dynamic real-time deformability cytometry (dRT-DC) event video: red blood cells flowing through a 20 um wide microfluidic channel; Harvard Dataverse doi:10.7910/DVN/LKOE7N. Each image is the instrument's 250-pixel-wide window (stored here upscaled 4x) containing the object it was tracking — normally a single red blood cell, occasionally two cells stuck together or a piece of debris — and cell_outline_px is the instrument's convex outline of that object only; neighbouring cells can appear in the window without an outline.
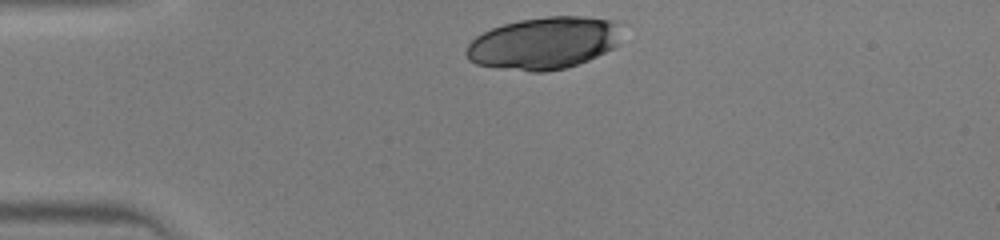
{"species": "human", "species_latin": "Homo sapiens", "temperature_condition": "warm", "stored_images_in_passage": 28, "camera_frame_rate_fps": 3000, "um_per_image_px": 0.085, "donor": {"sex": "male"}, "frame": {"image": 1, "passage_image": 1, "time_ms": 0.0, "image_size_px": [1000, 240], "cell_outline_px": [[620, 44], [588, 60], [564, 68], [544, 72], [532, 72], [476, 64], [468, 60], [464, 52], [468, 44], [476, 36], [492, 28], [504, 24], [520, 20], [548, 16], [584, 16], [612, 20], [616, 24]], "centroid_in_image_um": [46.19, 3.66], "position_along_channel_um": 38.8, "area_um2": 46.93}}
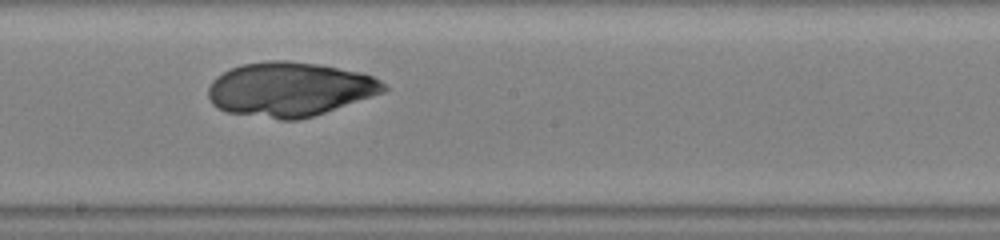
{"frame": {"image": 2, "passage_image": 16, "time_ms": 5.0, "image_size_px": [1000, 240], "cell_outline_px": [[388, 88], [384, 92], [312, 116], [296, 120], [280, 120], [228, 112], [216, 108], [212, 104], [208, 96], [208, 88], [212, 80], [216, 76], [232, 68], [244, 64], [268, 60], [288, 60], [316, 64], [360, 72], [372, 76], [380, 80]], "centroid_in_image_um": [24.59, 7.59], "position_along_channel_um": 223.6, "area_um2": 55.2}}
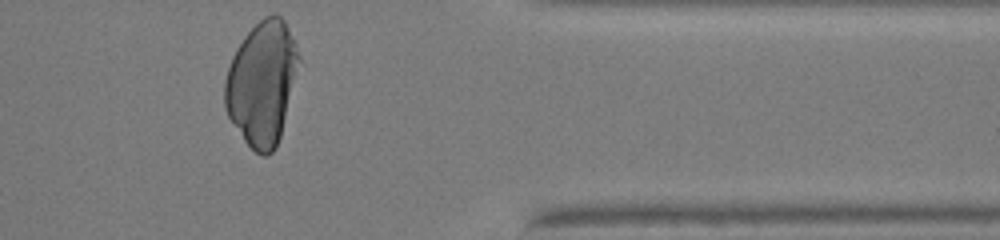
{"frame": {"image": 3, "passage_image": 28, "time_ms": 9.0, "image_size_px": [1000, 240], "cell_outline_px": [[300, 60], [280, 136], [276, 148], [268, 156], [264, 156], [256, 152], [244, 140], [228, 116], [224, 108], [224, 80], [232, 56], [236, 48], [244, 36], [264, 16], [272, 12], [280, 16], [284, 20], [296, 44], [300, 56]], "centroid_in_image_um": [22.25, 7.04], "position_along_channel_um": 389.1, "area_um2": 53.18}}